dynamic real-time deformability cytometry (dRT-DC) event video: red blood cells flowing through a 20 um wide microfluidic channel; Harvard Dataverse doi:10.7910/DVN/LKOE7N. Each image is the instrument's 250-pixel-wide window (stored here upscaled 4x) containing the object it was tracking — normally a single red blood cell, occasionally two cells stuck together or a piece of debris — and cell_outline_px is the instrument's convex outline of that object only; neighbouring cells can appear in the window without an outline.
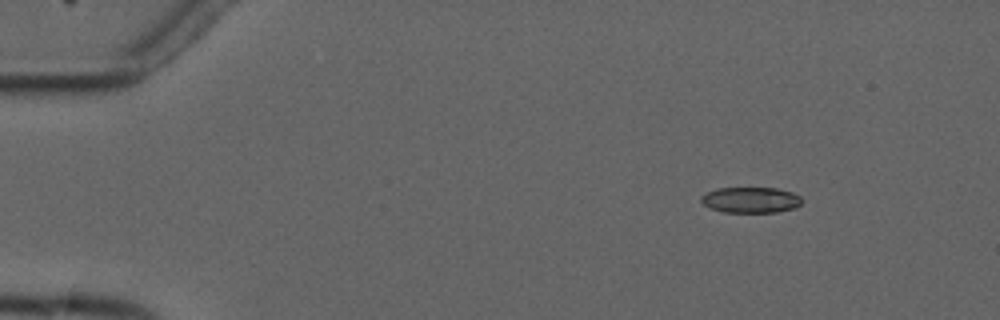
{"species": "common noctule bat (a hibernating species)", "species_latin": "Nyctalus noctula", "temperature_condition": "cold", "stored_images_in_passage": 6, "camera_frame_rate_fps": 3000, "um_per_image_px": 0.085, "animal": {"sex": "male", "forearm_length_mm": 52.5}, "frame": {"image": 1, "passage_image": 2, "time_ms": 1.333, "image_size_px": [1000, 320], "cell_outline_px": [[800, 204], [796, 208], [776, 212], [724, 212], [708, 208], [700, 200], [700, 196], [716, 188], [776, 188], [792, 192], [800, 196]], "centroid_in_image_um": [63.79, 17.0], "position_along_channel_um": 21.2, "area_um2": 15.14}}
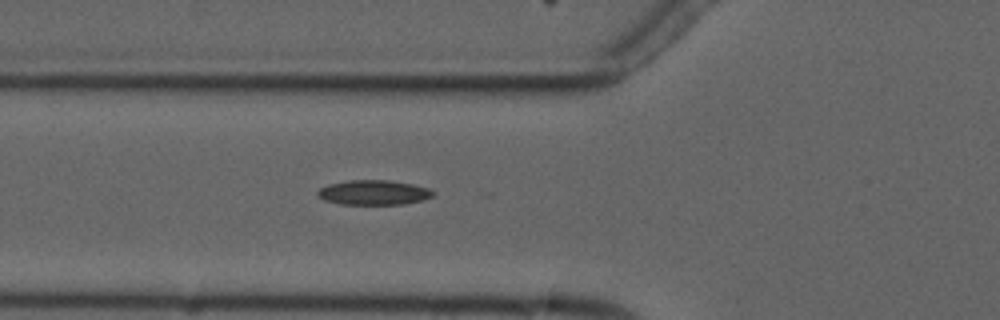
{"frame": {"image": 2, "passage_image": 6, "time_ms": 5.667, "image_size_px": [1000, 320], "cell_outline_px": [[436, 192], [432, 196], [424, 200], [404, 204], [340, 204], [324, 200], [316, 192], [320, 188], [328, 184], [348, 180], [388, 180], [412, 184], [428, 188]], "centroid_in_image_um": [31.77, 16.36], "position_along_channel_um": 94.0, "area_um2": 16.65}}